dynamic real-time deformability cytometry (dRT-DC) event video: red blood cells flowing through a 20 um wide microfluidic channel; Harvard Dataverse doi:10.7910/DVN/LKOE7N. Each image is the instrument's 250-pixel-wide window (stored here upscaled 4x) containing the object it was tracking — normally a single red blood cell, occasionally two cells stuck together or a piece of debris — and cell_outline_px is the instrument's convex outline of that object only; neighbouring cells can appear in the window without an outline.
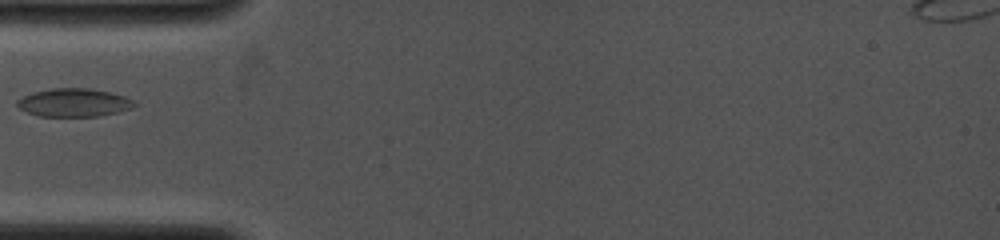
{"species": "common noctule bat (a hibernating species)", "species_latin": "Nyctalus noctula", "temperature_condition": "cold", "stored_images_in_passage": 2, "camera_frame_rate_fps": 4000, "um_per_image_px": 0.085, "animal": {"sex": "female", "body_mass_g": 19.0, "forearm_length_mm": 53.3}, "frame": {"image": 1, "passage_image": 2, "time_ms": 1.0, "image_size_px": [1000, 240], "cell_outline_px": [[136, 104], [132, 108], [100, 116], [36, 116], [20, 108], [16, 104], [16, 100], [32, 92], [52, 88], [88, 88], [108, 92], [124, 96], [132, 100]], "centroid_in_image_um": [6.25, 8.72], "position_along_channel_um": 78.8, "area_um2": 19.13}}